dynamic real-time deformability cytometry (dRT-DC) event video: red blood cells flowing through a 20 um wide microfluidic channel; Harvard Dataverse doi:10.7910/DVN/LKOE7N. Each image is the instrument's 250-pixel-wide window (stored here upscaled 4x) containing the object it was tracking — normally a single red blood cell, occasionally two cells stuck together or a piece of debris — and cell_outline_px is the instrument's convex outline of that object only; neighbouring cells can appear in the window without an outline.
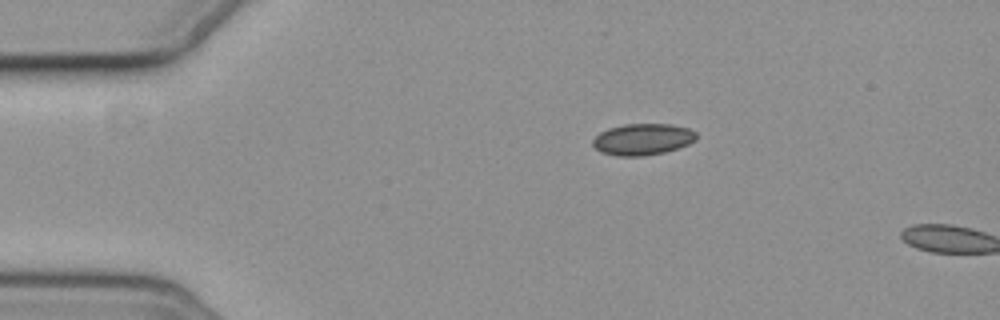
{"species": "common noctule bat (a hibernating species)", "species_latin": "Nyctalus noctula", "temperature_condition": "cold", "stored_images_in_passage": 2, "camera_frame_rate_fps": 3000, "um_per_image_px": 0.085, "animal": {"sex": "female", "body_mass_g": 19.3, "forearm_length_mm": 54.1}, "frame": {"image": 1, "passage_image": 1, "time_ms": 0.0, "image_size_px": [1000, 320], "cell_outline_px": [[696, 140], [688, 144], [664, 152], [644, 156], [616, 156], [600, 152], [592, 144], [592, 140], [600, 132], [608, 128], [624, 124], [672, 124], [688, 128], [696, 132]], "centroid_in_image_um": [54.61, 11.84], "position_along_channel_um": 30.4, "area_um2": 19.02}}